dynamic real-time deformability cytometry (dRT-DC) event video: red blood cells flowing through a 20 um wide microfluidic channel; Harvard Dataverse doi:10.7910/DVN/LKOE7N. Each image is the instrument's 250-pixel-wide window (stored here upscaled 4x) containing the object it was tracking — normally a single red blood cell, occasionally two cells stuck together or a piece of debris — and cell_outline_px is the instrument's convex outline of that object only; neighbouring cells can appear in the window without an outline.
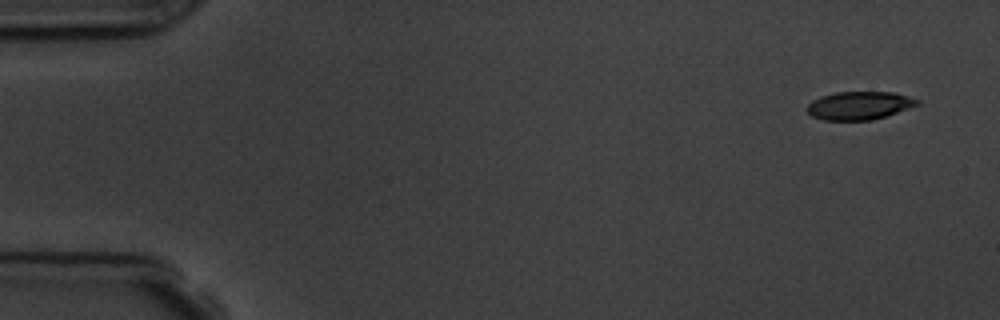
{"species": "common noctule bat (a hibernating species)", "species_latin": "Nyctalus noctula", "temperature_condition": "room temperature", "stored_images_in_passage": 9, "camera_frame_rate_fps": 3000, "um_per_image_px": 0.085, "animal": {"sex": "male", "body_mass_g": 19.5, "forearm_length_mm": 54.6}, "frame": {"image": 1, "passage_image": 1, "time_ms": 0.0, "image_size_px": [1000, 320], "cell_outline_px": [[920, 104], [872, 120], [824, 120], [812, 116], [804, 108], [812, 100], [820, 96], [836, 92], [896, 92], [920, 100]], "centroid_in_image_um": [73.01, 8.96], "position_along_channel_um": 12.0, "area_um2": 18.09}}
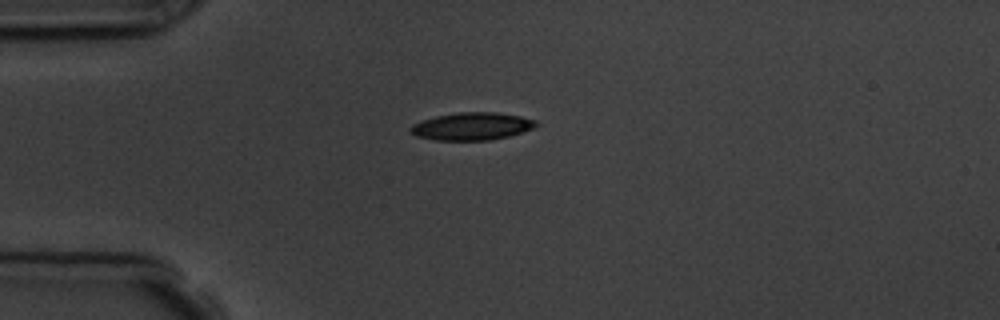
{"frame": {"image": 2, "passage_image": 4, "time_ms": 3.667, "image_size_px": [1000, 320], "cell_outline_px": [[540, 124], [536, 128], [508, 136], [488, 140], [436, 140], [416, 136], [408, 128], [412, 124], [436, 116], [460, 112], [496, 112], [520, 116], [536, 120]], "centroid_in_image_um": [40.15, 10.73], "position_along_channel_um": 44.8, "area_um2": 20.17}}